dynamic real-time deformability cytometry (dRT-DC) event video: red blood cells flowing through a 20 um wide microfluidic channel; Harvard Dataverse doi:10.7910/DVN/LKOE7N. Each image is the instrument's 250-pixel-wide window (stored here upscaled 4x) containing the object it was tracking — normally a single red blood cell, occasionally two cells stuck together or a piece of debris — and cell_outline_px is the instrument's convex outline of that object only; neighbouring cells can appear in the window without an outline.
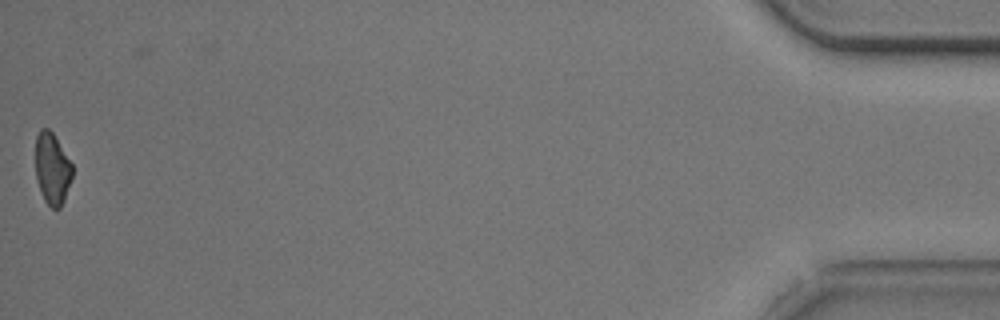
{"species": "common noctule bat (a hibernating species)", "species_latin": "Nyctalus noctula", "temperature_condition": "cold", "stored_images_in_passage": 48, "camera_frame_rate_fps": 3000, "um_per_image_px": 0.085, "animal": {"sex": "male", "body_mass_g": 20.5, "forearm_length_mm": 52.5}, "frame": {"image": 1, "passage_image": 48, "time_ms": 15.667, "image_size_px": [1000, 320], "cell_outline_px": [[72, 176], [64, 200], [60, 208], [52, 208], [44, 200], [36, 180], [36, 136], [40, 128], [48, 128], [52, 132], [72, 164]], "centroid_in_image_um": [4.42, 14.33], "position_along_channel_um": 430.8, "area_um2": 15.2}, "authors_computed_cell_mechanics": {"area_um2": 17.7735, "velocity_mm_per_s": 3.753, "shape_relaxation_time_tau1_ms": 3.8322, "shape_relaxation_time_tau2_ms": 8.6368, "deformation_change_tau1": 0.1208, "deformation_change_tau2": 0.1333}}